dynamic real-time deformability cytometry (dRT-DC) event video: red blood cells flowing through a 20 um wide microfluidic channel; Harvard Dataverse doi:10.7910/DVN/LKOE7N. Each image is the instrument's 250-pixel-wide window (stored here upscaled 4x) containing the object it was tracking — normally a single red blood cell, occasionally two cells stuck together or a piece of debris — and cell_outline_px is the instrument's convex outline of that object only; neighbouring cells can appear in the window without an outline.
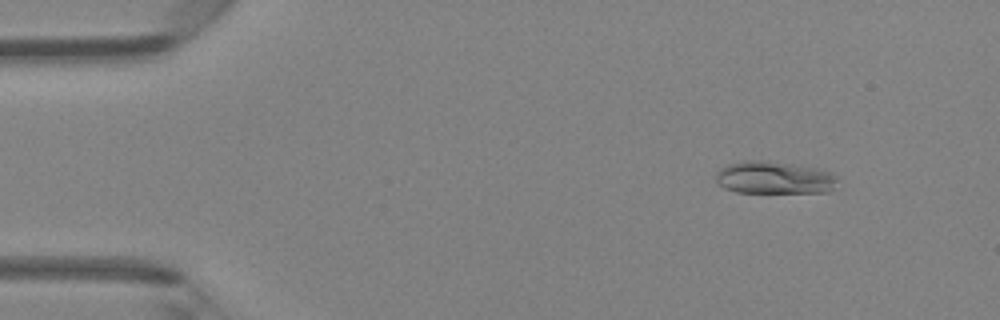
{"species": "Egyptian fruit bat (a non-hibernating species)", "species_latin": "Rousettus aegyptiacus", "temperature_condition": "room temperature", "stored_images_in_passage": 3, "camera_frame_rate_fps": 3000, "um_per_image_px": 0.085, "animal": {"sex": "female"}, "frame": {"image": 1, "passage_image": 1, "time_ms": 0.0, "image_size_px": [1000, 320], "cell_outline_px": [[840, 180], [828, 192], [736, 192], [724, 188], [716, 180], [716, 172], [720, 168], [728, 164], [744, 160], [764, 160], [792, 164], [816, 168], [832, 172], [840, 176]], "centroid_in_image_um": [65.84, 15.09], "position_along_channel_um": 19.2, "area_um2": 23.24}}